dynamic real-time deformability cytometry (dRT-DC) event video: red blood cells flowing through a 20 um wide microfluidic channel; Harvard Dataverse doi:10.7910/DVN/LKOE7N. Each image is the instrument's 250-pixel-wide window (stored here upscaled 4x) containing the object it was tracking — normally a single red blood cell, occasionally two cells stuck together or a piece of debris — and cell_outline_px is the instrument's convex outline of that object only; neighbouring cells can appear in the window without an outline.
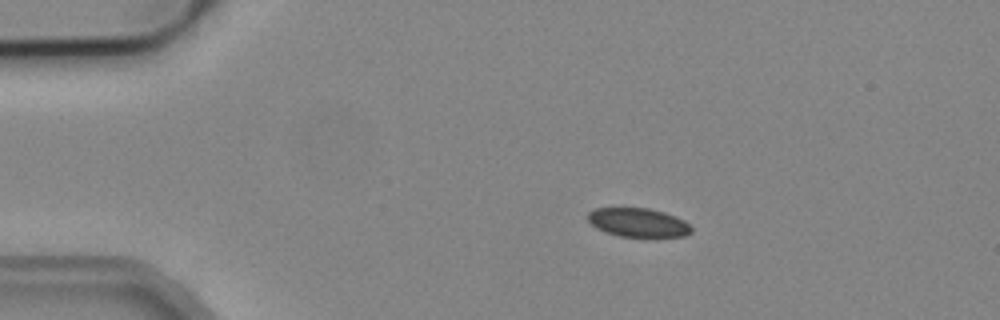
{"species": "common noctule bat (a hibernating species)", "species_latin": "Nyctalus noctula", "temperature_condition": "cold", "stored_images_in_passage": 2, "camera_frame_rate_fps": 3000, "um_per_image_px": 0.085, "animal": {"sex": "male", "body_mass_g": 19.2, "forearm_length_mm": 51.8}, "frame": {"image": 1, "passage_image": 1, "time_ms": 0.0, "image_size_px": [1000, 320], "cell_outline_px": [[692, 232], [684, 236], [620, 236], [596, 228], [588, 220], [588, 212], [596, 208], [648, 208], [664, 212], [676, 216], [684, 220], [692, 228]], "centroid_in_image_um": [54.25, 18.9], "position_along_channel_um": 30.7, "area_um2": 17.17}}